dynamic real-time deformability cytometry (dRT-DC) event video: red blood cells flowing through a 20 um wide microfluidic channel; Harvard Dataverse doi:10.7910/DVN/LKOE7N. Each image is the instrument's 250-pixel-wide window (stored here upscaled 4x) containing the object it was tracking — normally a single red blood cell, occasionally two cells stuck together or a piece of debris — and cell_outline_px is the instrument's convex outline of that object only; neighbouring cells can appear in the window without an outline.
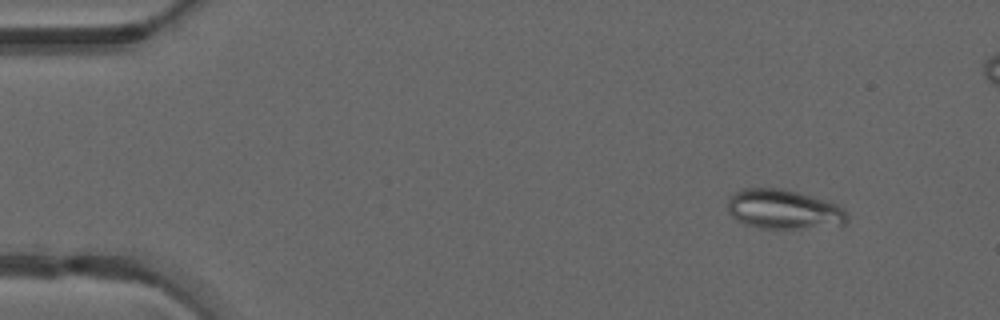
{"species": "common noctule bat (a hibernating species)", "species_latin": "Nyctalus noctula", "temperature_condition": "warm", "stored_images_in_passage": 17, "camera_frame_rate_fps": 3000, "um_per_image_px": 0.085, "animal": {"sex": "male", "forearm_length_mm": 52.5}, "frame": {"image": 1, "passage_image": 6, "time_ms": 1.667, "image_size_px": [1000, 320], "cell_outline_px": [[848, 220], [844, 224], [800, 228], [760, 228], [744, 224], [736, 220], [728, 212], [728, 200], [740, 188], [784, 188], [836, 204], [848, 216]], "centroid_in_image_um": [66.55, 17.79], "position_along_channel_um": 18.5, "area_um2": 27.17}}